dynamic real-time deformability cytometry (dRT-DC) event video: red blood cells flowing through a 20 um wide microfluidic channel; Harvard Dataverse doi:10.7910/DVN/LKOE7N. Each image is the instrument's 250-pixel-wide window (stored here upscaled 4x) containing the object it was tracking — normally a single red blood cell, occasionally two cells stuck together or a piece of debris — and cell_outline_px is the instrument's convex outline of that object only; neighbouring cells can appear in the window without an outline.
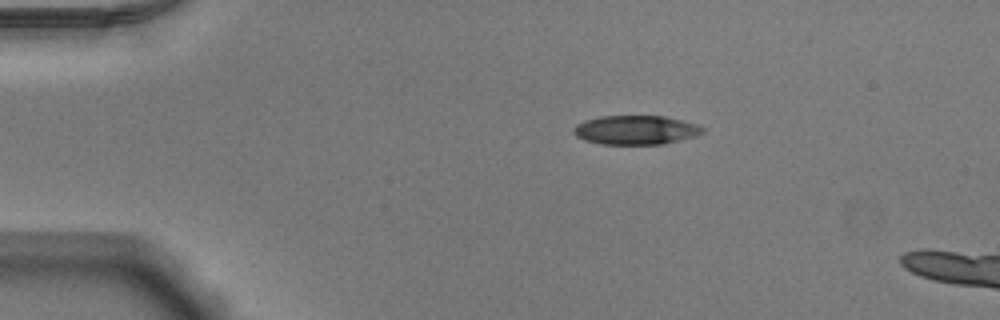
{"species": "Egyptian fruit bat (a non-hibernating species)", "species_latin": "Rousettus aegyptiacus", "temperature_condition": "warm", "stored_images_in_passage": 44, "camera_frame_rate_fps": 3000, "um_per_image_px": 0.085, "animal": {"sex": "male"}, "frame": {"image": 1, "passage_image": 1, "time_ms": 0.0, "image_size_px": [1000, 320], "cell_outline_px": [[704, 132], [696, 136], [664, 144], [600, 144], [584, 140], [576, 136], [572, 132], [572, 128], [576, 124], [584, 120], [600, 116], [664, 116], [684, 120], [700, 124], [704, 128]], "centroid_in_image_um": [54.05, 11.04], "position_along_channel_um": 31.0, "area_um2": 22.2}}
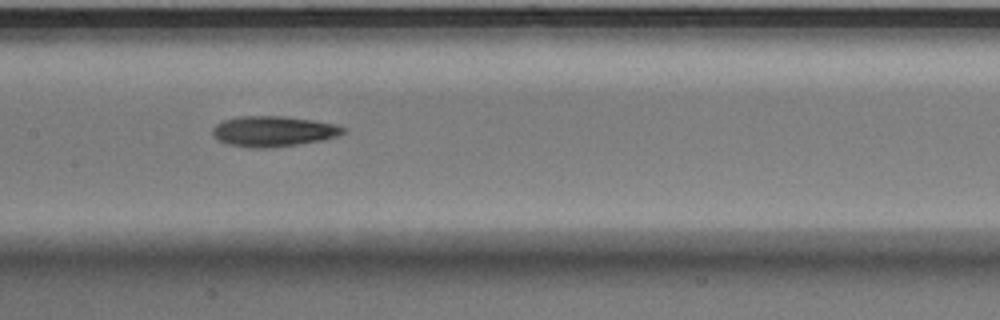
{"frame": {"image": 2, "passage_image": 17, "time_ms": 5.333, "image_size_px": [1000, 320], "cell_outline_px": [[348, 128], [344, 132], [336, 136], [324, 140], [296, 144], [264, 148], [248, 148], [228, 144], [212, 136], [212, 128], [216, 124], [224, 120], [236, 116], [284, 116], [312, 120], [336, 124]], "centroid_in_image_um": [23.22, 11.15], "position_along_channel_um": 184.2, "area_um2": 23.24}}
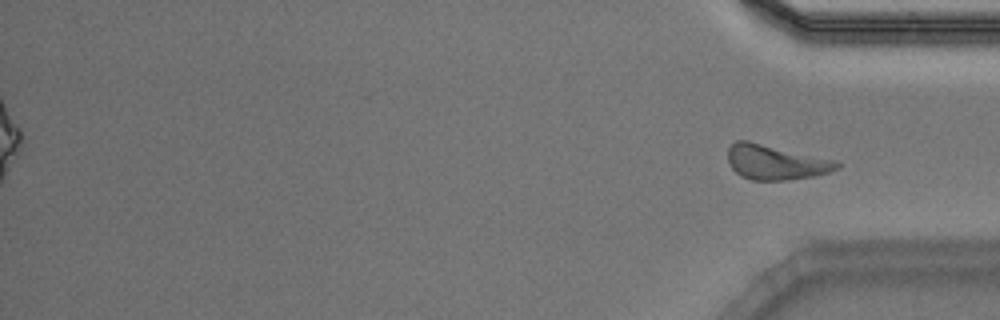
{"frame": {"image": 3, "passage_image": 44, "time_ms": 14.333, "image_size_px": [1000, 320], "cell_outline_px": [[840, 168], [828, 172], [812, 176], [788, 180], [752, 180], [740, 176], [728, 164], [728, 148], [736, 140], [748, 140], [836, 160], [840, 164]], "centroid_in_image_um": [65.91, 13.78], "position_along_channel_um": 369.3, "area_um2": 22.2}, "authors_computed_cell_mechanics": {"area_um2": 22.3975, "velocity_mm_per_s": 3.9269, "shape_relaxation_time_tau1_ms": 7.7096, "shape_relaxation_time_tau2_ms": 6.6349, "deformation_change_tau1": 0.2065, "deformation_change_tau2": 0.1811}}